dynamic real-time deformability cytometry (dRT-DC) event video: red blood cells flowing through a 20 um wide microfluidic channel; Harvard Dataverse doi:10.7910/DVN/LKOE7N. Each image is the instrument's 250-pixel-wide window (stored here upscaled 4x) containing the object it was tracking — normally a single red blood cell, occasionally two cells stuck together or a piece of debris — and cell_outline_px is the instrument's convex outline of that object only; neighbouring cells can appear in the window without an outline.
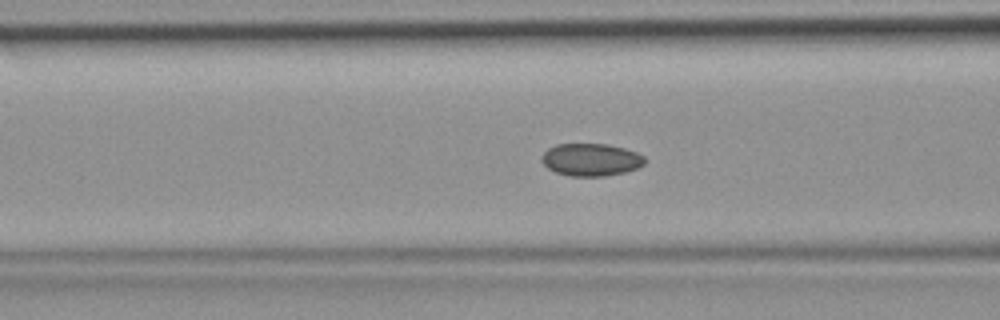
{"species": "common noctule bat (a hibernating species)", "species_latin": "Nyctalus noctula", "temperature_condition": "room temperature", "stored_images_in_passage": 48, "camera_frame_rate_fps": 3000, "um_per_image_px": 0.085, "animal": {"sex": "female", "body_mass_g": 19.9}, "frame": {"image": 1, "passage_image": 19, "time_ms": 6.0, "image_size_px": [1000, 320], "cell_outline_px": [[644, 164], [640, 168], [624, 172], [604, 176], [568, 176], [556, 172], [548, 168], [540, 160], [544, 152], [548, 148], [556, 144], [608, 144], [624, 148], [636, 152], [644, 156]], "centroid_in_image_um": [50.23, 13.57], "position_along_channel_um": 116.4, "area_um2": 19.59}}
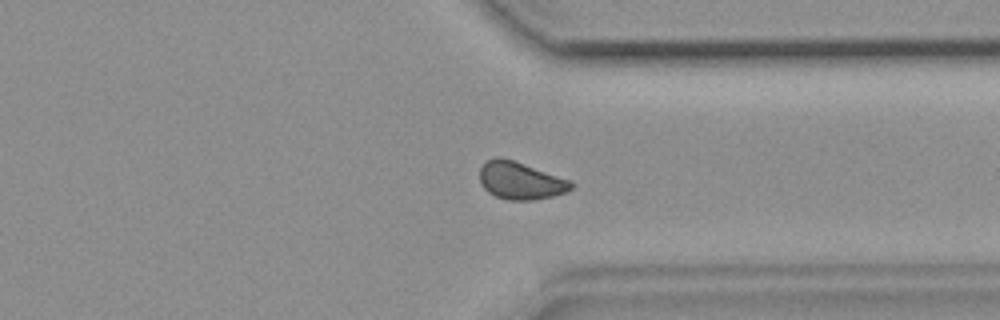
{"frame": {"image": 2, "passage_image": 37, "time_ms": 12.0, "image_size_px": [1000, 320], "cell_outline_px": [[572, 188], [568, 192], [552, 196], [532, 200], [508, 200], [496, 196], [488, 192], [484, 188], [480, 180], [480, 168], [488, 160], [496, 156], [500, 156], [572, 180]], "centroid_in_image_um": [44.25, 15.35], "position_along_channel_um": 367.1, "area_um2": 19.88}}
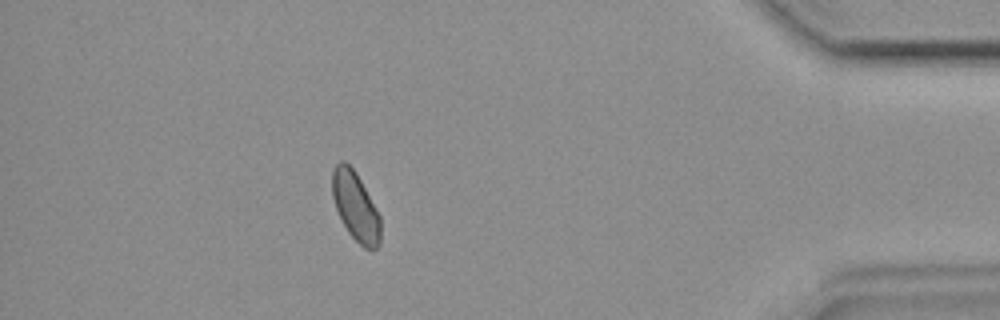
{"frame": {"image": 3, "passage_image": 43, "time_ms": 14.0, "image_size_px": [1000, 320], "cell_outline_px": [[380, 244], [376, 248], [364, 248], [348, 232], [336, 208], [332, 196], [332, 172], [336, 164], [340, 160], [344, 160], [356, 172], [380, 216]], "centroid_in_image_um": [30.21, 17.52], "position_along_channel_um": 405.0, "area_um2": 19.07}}